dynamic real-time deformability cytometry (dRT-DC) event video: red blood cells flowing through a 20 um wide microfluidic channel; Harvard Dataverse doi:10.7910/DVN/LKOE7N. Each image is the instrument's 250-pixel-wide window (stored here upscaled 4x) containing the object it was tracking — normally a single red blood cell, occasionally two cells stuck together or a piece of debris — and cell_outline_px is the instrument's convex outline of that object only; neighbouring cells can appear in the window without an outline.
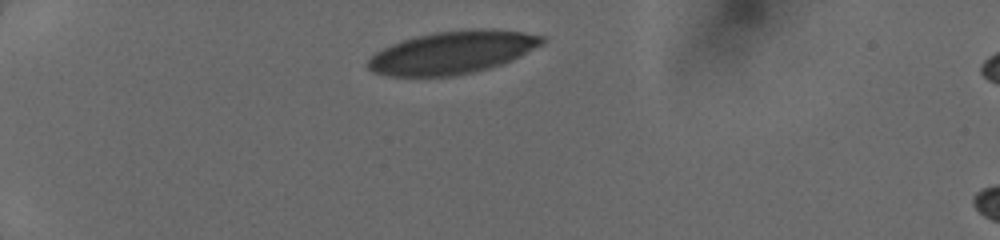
{"species": "human", "species_latin": "Homo sapiens", "temperature_condition": "cold", "stored_images_in_passage": 3, "camera_frame_rate_fps": 3000, "um_per_image_px": 0.085, "donor": {"sex": "female"}, "frame": {"image": 1, "passage_image": 1, "time_ms": 0.0, "image_size_px": [1000, 240], "cell_outline_px": [[548, 40], [544, 44], [520, 56], [500, 64], [488, 68], [472, 72], [452, 76], [388, 76], [372, 72], [368, 68], [368, 60], [376, 52], [400, 40], [416, 36], [436, 32], [472, 28], [492, 28], [524, 32], [544, 36]], "centroid_in_image_um": [38.49, 4.44], "position_along_channel_um": 46.5, "area_um2": 43.47}}